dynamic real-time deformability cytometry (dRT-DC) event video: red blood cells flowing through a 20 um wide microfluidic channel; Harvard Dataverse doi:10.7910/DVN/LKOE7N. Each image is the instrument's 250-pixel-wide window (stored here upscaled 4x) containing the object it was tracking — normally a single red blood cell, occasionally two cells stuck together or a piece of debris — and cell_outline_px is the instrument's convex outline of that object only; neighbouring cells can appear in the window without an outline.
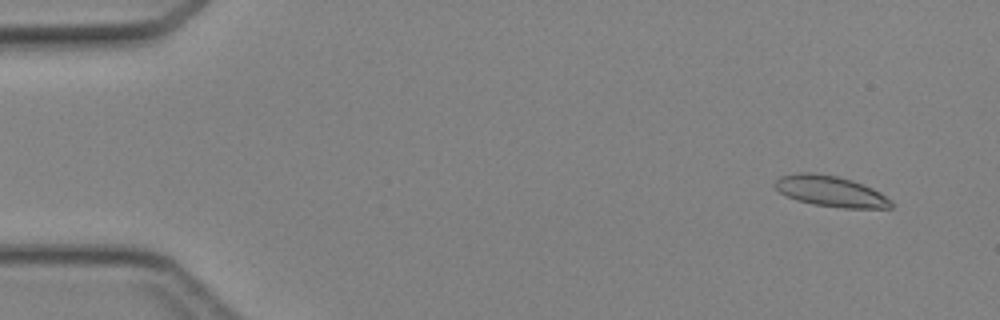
{"species": "Egyptian fruit bat (a non-hibernating species)", "species_latin": "Rousettus aegyptiacus", "temperature_condition": "cold", "stored_images_in_passage": 45, "camera_frame_rate_fps": 3000, "um_per_image_px": 0.085, "animal": {"sex": "female"}, "frame": {"image": 1, "passage_image": 2, "time_ms": 0.333, "image_size_px": [1000, 320], "cell_outline_px": [[892, 208], [844, 208], [812, 204], [796, 200], [780, 192], [772, 184], [780, 176], [796, 172], [812, 172], [836, 176], [852, 180], [864, 184], [880, 192], [892, 200]], "centroid_in_image_um": [70.6, 16.25], "position_along_channel_um": 14.4, "area_um2": 20.98}}
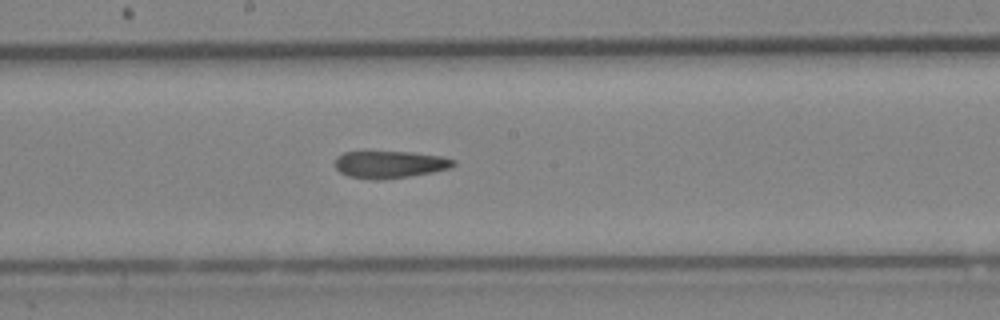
{"frame": {"image": 2, "passage_image": 24, "time_ms": 7.667, "image_size_px": [1000, 320], "cell_outline_px": [[456, 164], [452, 168], [412, 176], [380, 180], [372, 180], [348, 176], [340, 172], [336, 168], [336, 156], [344, 152], [368, 148], [412, 152], [440, 156], [456, 160]], "centroid_in_image_um": [33.09, 13.93], "position_along_channel_um": 215.1, "area_um2": 19.88}}
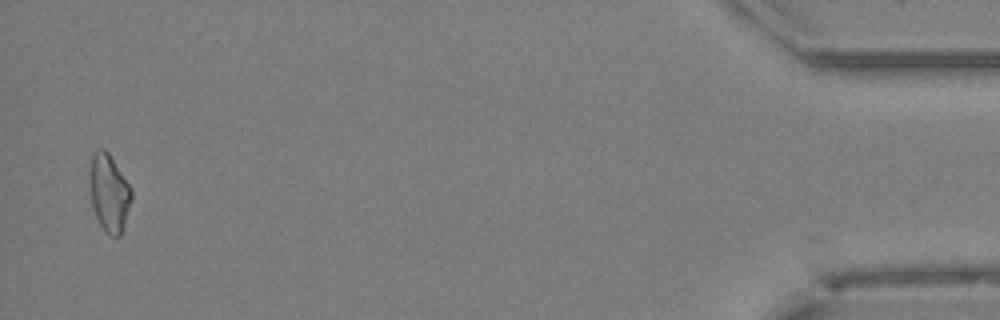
{"frame": {"image": 3, "passage_image": 44, "time_ms": 14.333, "image_size_px": [1000, 320], "cell_outline_px": [[132, 200], [120, 236], [112, 236], [100, 224], [96, 216], [92, 204], [88, 172], [92, 156], [100, 148], [104, 148], [108, 152], [132, 188]], "centroid_in_image_um": [9.27, 16.36], "position_along_channel_um": 425.9, "area_um2": 18.73}}